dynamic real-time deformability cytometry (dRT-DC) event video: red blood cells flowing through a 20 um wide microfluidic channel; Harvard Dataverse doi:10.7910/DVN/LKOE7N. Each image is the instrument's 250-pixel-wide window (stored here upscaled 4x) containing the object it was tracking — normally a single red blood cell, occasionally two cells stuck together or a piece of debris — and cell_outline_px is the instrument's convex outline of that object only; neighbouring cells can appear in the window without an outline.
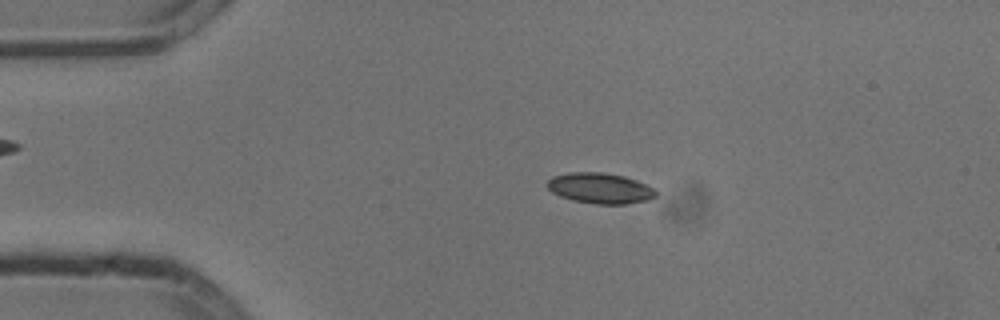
{"species": "common noctule bat (a hibernating species)", "species_latin": "Nyctalus noctula", "temperature_condition": "cold", "stored_images_in_passage": 52, "camera_frame_rate_fps": 3000, "um_per_image_px": 0.085, "animal": {"sex": "male", "body_mass_g": 13.3}, "frame": {"image": 1, "passage_image": 12, "time_ms": 3.667, "image_size_px": [1000, 320], "cell_outline_px": [[656, 196], [648, 200], [624, 204], [596, 204], [572, 200], [560, 196], [552, 192], [548, 188], [548, 180], [552, 176], [568, 172], [600, 172], [624, 176], [636, 180], [652, 188], [656, 192]], "centroid_in_image_um": [50.98, 15.99], "position_along_channel_um": 34.0, "area_um2": 19.25}}
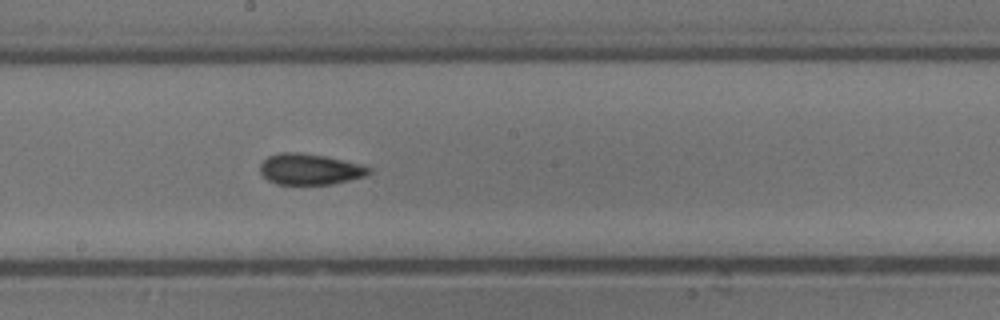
{"frame": {"image": 2, "passage_image": 30, "time_ms": 9.667, "image_size_px": [1000, 320], "cell_outline_px": [[372, 172], [364, 176], [332, 184], [276, 184], [268, 180], [260, 172], [260, 164], [268, 156], [280, 152], [296, 152], [324, 156], [360, 164], [372, 168]], "centroid_in_image_um": [26.32, 14.38], "position_along_channel_um": 221.9, "area_um2": 19.48}}
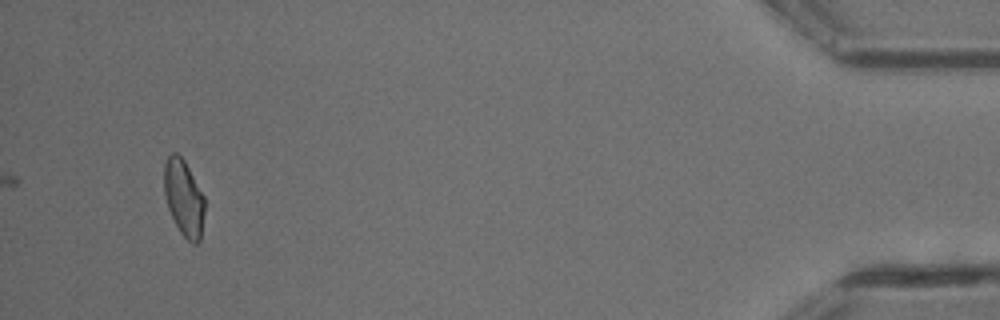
{"frame": {"image": 3, "passage_image": 52, "time_ms": 17.0, "image_size_px": [1000, 320], "cell_outline_px": [[204, 212], [200, 240], [196, 244], [192, 244], [180, 232], [168, 208], [164, 192], [164, 164], [168, 156], [172, 152], [176, 152], [184, 160], [204, 196]], "centroid_in_image_um": [15.62, 16.81], "position_along_channel_um": 419.6, "area_um2": 17.86}, "authors_computed_cell_mechanics": {"area_um2": 18.8717, "velocity_mm_per_s": 3.7954, "shape_relaxation_time_tau1_ms": 8.153, "shape_relaxation_time_tau2_ms": 4.251, "deformation_change_tau1": 0.0992, "deformation_change_tau2": 0.1241}}